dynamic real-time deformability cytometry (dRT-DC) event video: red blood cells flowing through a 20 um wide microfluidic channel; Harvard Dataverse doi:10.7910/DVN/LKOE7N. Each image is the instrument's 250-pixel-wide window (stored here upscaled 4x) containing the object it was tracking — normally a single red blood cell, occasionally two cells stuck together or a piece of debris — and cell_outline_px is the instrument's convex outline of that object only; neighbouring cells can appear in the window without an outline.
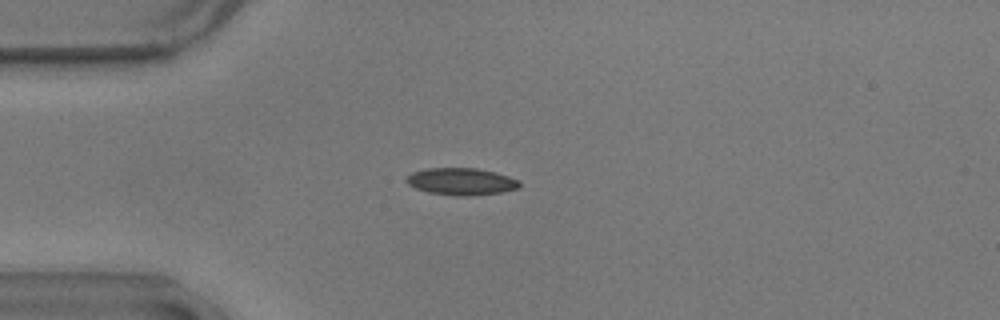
{"species": "common noctule bat (a hibernating species)", "species_latin": "Nyctalus noctula", "temperature_condition": "warm", "stored_images_in_passage": 53, "camera_frame_rate_fps": 3000, "um_per_image_px": 0.085, "animal": {"sex": "male", "body_mass_g": 17.9}, "frame": {"image": 1, "passage_image": 12, "time_ms": 3.667, "image_size_px": [1000, 320], "cell_outline_px": [[520, 188], [500, 192], [468, 196], [456, 196], [428, 192], [416, 188], [408, 184], [404, 180], [412, 172], [428, 168], [476, 168], [496, 172], [520, 180]], "centroid_in_image_um": [39.22, 15.42], "position_along_channel_um": 45.8, "area_um2": 17.86}}
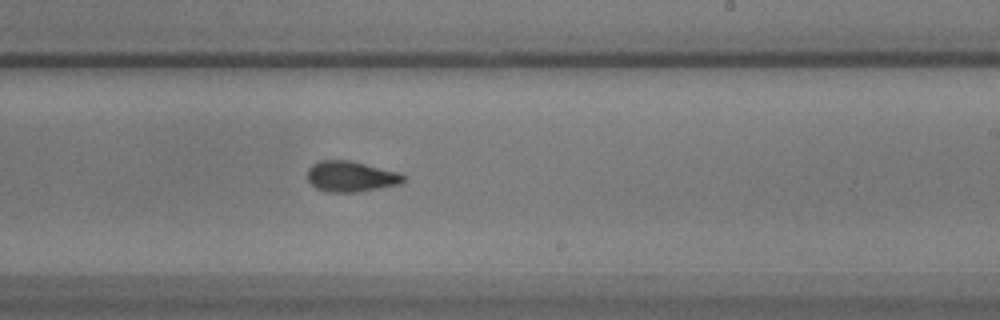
{"frame": {"image": 2, "passage_image": 31, "time_ms": 10.0, "image_size_px": [1000, 320], "cell_outline_px": [[408, 176], [400, 184], [356, 192], [328, 192], [316, 188], [308, 180], [308, 168], [312, 164], [320, 160], [348, 160], [400, 172]], "centroid_in_image_um": [29.84, 14.99], "position_along_channel_um": 259.2, "area_um2": 17.17}}
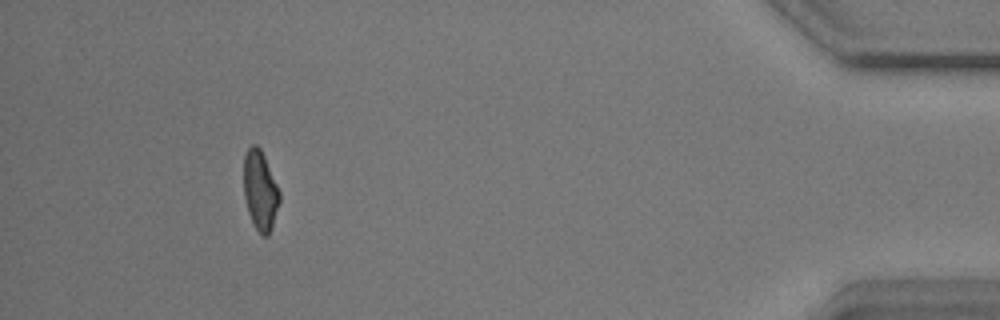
{"frame": {"image": 3, "passage_image": 49, "time_ms": 16.0, "image_size_px": [1000, 320], "cell_outline_px": [[280, 200], [272, 228], [268, 236], [264, 236], [256, 228], [248, 212], [244, 196], [244, 156], [248, 148], [252, 144], [256, 144], [260, 148], [264, 156], [280, 192]], "centroid_in_image_um": [22.12, 16.18], "position_along_channel_um": 413.1, "area_um2": 16.42}, "authors_computed_cell_mechanics": {"area_um2": 17.1666, "velocity_mm_per_s": 3.6132, "shape_relaxation_time_tau1_ms": 10.2165, "shape_relaxation_time_tau2_ms": 1.4957, "deformation_change_tau1": 0.2209, "deformation_change_tau2": 0.0815}}